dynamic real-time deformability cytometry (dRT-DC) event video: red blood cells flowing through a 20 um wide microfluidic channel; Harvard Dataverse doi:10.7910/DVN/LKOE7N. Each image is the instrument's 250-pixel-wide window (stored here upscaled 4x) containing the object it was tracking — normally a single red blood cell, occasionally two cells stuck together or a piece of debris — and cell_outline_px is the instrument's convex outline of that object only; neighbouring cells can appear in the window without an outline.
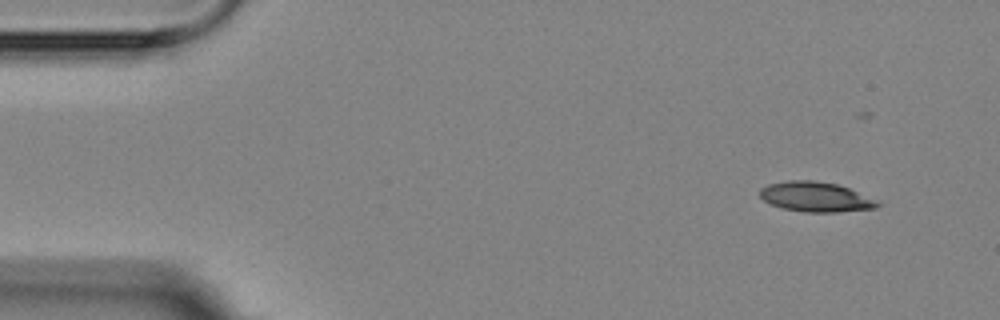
{"species": "Egyptian fruit bat (a non-hibernating species)", "species_latin": "Rousettus aegyptiacus", "temperature_condition": "room temperature", "stored_images_in_passage": 4, "camera_frame_rate_fps": 3000, "um_per_image_px": 0.085, "animal": {"sex": "female"}, "frame": {"image": 1, "passage_image": 1, "time_ms": 0.0, "image_size_px": [1000, 320], "cell_outline_px": [[880, 204], [876, 208], [836, 212], [804, 212], [784, 208], [772, 204], [764, 200], [760, 196], [760, 188], [768, 184], [788, 180], [816, 180], [836, 184], [848, 188]], "centroid_in_image_um": [69.26, 16.72], "position_along_channel_um": 15.7, "area_um2": 20.06}}